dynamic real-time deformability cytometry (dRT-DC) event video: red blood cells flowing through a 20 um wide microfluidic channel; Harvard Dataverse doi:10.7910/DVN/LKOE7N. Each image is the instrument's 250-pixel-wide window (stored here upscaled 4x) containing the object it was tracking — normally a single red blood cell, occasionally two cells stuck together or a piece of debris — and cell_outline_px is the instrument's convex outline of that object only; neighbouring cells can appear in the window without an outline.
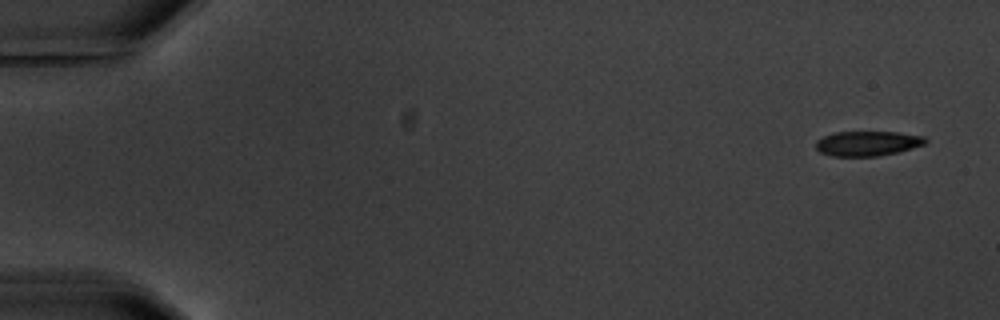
{"species": "common noctule bat (a hibernating species)", "species_latin": "Nyctalus noctula", "temperature_condition": "warm", "stored_images_in_passage": 5, "camera_frame_rate_fps": 3000, "um_per_image_px": 0.085, "animal": {"sex": "male", "body_mass_g": 20.1, "forearm_length_mm": 53.5}, "frame": {"image": 1, "passage_image": 1, "time_ms": 0.0, "image_size_px": [1000, 320], "cell_outline_px": [[928, 140], [924, 144], [912, 148], [896, 152], [876, 156], [832, 156], [820, 152], [816, 148], [816, 140], [824, 136], [836, 132], [900, 132], [924, 136]], "centroid_in_image_um": [73.74, 12.18], "position_along_channel_um": 11.3, "area_um2": 15.78}}
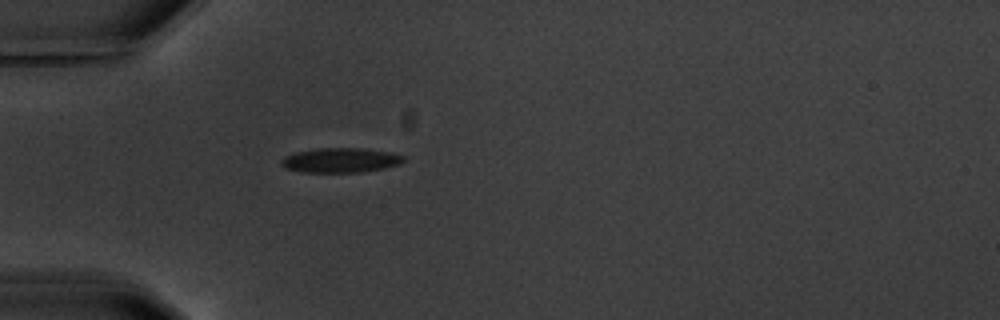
{"frame": {"image": 2, "passage_image": 5, "time_ms": 5.0, "image_size_px": [1000, 320], "cell_outline_px": [[404, 160], [400, 164], [384, 168], [360, 172], [300, 172], [284, 168], [280, 164], [280, 160], [284, 156], [296, 152], [320, 148], [360, 148], [392, 152], [404, 156]], "centroid_in_image_um": [28.92, 13.62], "position_along_channel_um": 56.1, "area_um2": 17.63}}